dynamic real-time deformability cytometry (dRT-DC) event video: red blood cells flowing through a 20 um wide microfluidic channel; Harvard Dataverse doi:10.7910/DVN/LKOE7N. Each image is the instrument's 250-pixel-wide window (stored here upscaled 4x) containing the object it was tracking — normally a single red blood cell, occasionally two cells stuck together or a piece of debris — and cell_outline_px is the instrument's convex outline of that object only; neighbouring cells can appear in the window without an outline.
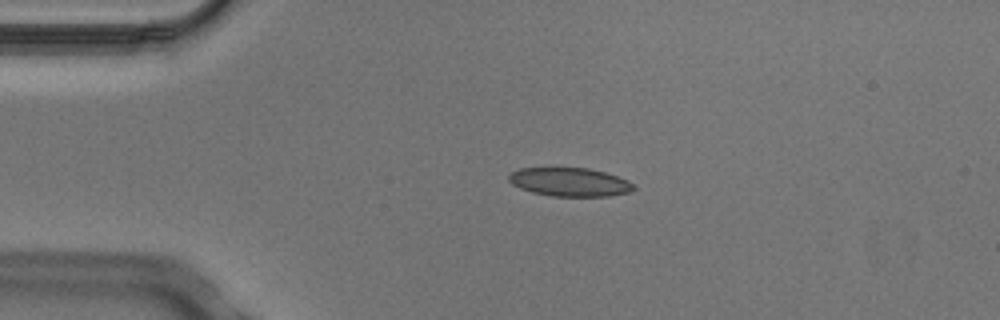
{"species": "Egyptian fruit bat (a non-hibernating species)", "species_latin": "Rousettus aegyptiacus", "temperature_condition": "cold", "stored_images_in_passage": 3, "camera_frame_rate_fps": 3000, "um_per_image_px": 0.085, "animal": {"sex": "male"}, "frame": {"image": 1, "passage_image": 2, "time_ms": 0.333, "image_size_px": [1000, 320], "cell_outline_px": [[636, 188], [628, 192], [608, 196], [552, 196], [532, 192], [520, 188], [512, 184], [508, 180], [508, 176], [512, 172], [520, 168], [588, 168], [604, 172], [628, 180]], "centroid_in_image_um": [48.41, 15.47], "position_along_channel_um": 36.6, "area_um2": 20.63}}